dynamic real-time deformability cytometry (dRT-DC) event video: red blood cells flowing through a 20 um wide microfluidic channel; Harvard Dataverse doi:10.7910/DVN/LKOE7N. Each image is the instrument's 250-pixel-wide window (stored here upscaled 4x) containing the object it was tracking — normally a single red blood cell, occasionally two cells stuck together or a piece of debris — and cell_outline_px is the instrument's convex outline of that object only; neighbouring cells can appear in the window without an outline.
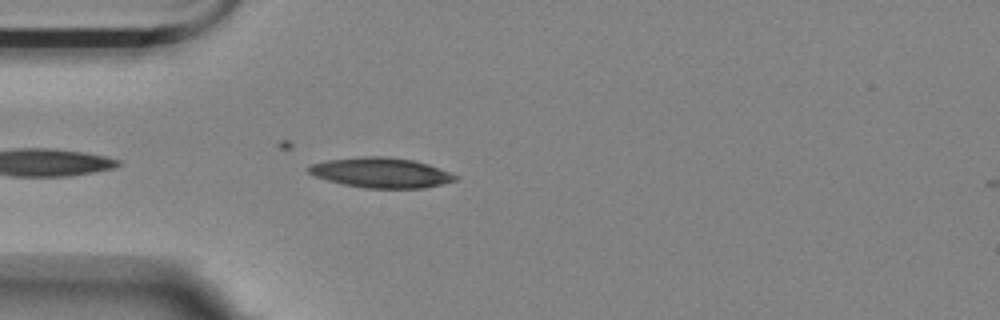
{"species": "Egyptian fruit bat (a non-hibernating species)", "species_latin": "Rousettus aegyptiacus", "temperature_condition": "room temperature", "stored_images_in_passage": 20, "camera_frame_rate_fps": 3000, "um_per_image_px": 0.085, "animal": {"sex": "female"}, "frame": {"image": 1, "passage_image": 3, "time_ms": 0.667, "image_size_px": [1000, 320], "cell_outline_px": [[456, 180], [424, 188], [364, 188], [344, 184], [328, 180], [316, 176], [308, 172], [304, 168], [312, 164], [328, 160], [360, 156], [384, 156], [412, 160], [428, 164], [448, 172], [456, 176]], "centroid_in_image_um": [32.34, 14.67], "position_along_channel_um": 52.7, "area_um2": 25.43}}
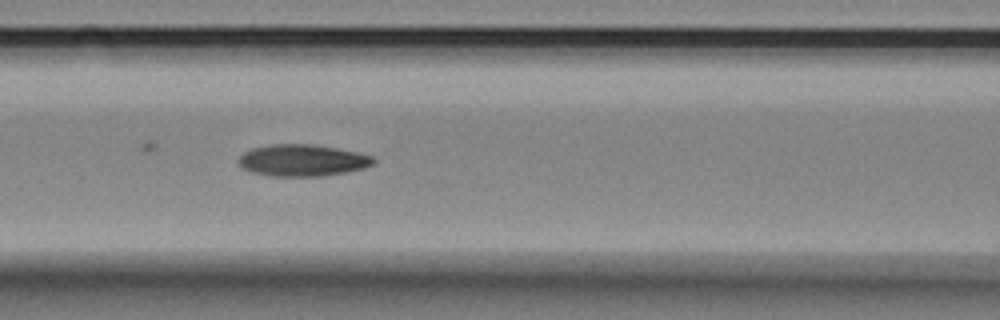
{"frame": {"image": 2, "passage_image": 11, "time_ms": 3.333, "image_size_px": [1000, 320], "cell_outline_px": [[376, 160], [372, 164], [364, 168], [348, 172], [320, 176], [272, 176], [252, 172], [240, 168], [236, 160], [244, 152], [252, 148], [272, 144], [312, 144], [336, 148], [356, 152], [372, 156]], "centroid_in_image_um": [25.66, 13.63], "position_along_channel_um": 140.9, "area_um2": 25.03}}
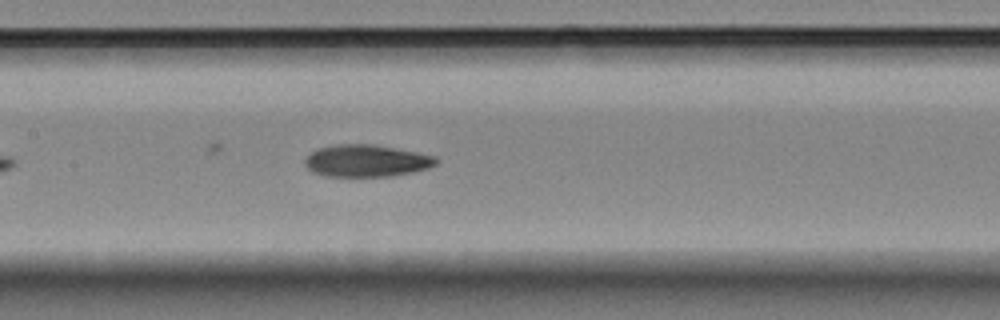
{"frame": {"image": 3, "passage_image": 14, "time_ms": 4.333, "image_size_px": [1000, 320], "cell_outline_px": [[440, 160], [436, 164], [428, 168], [412, 172], [392, 176], [324, 176], [312, 172], [304, 164], [304, 160], [312, 152], [320, 148], [336, 144], [372, 144], [416, 152], [436, 156]], "centroid_in_image_um": [31.16, 13.67], "position_along_channel_um": 176.2, "area_um2": 24.45}}